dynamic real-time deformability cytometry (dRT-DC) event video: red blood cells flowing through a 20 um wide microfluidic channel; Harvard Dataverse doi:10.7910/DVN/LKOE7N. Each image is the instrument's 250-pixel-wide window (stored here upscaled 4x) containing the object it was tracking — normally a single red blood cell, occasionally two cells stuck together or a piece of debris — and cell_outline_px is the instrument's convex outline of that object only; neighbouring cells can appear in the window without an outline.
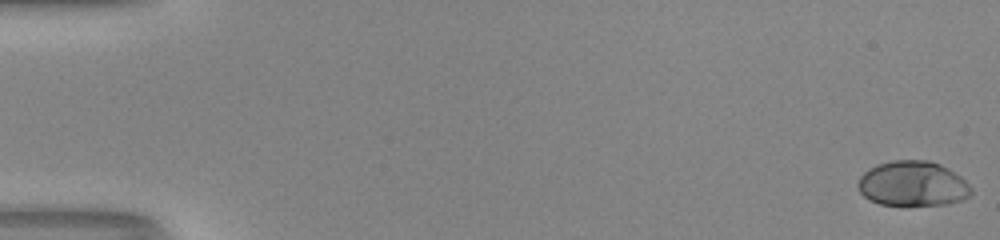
{"species": "human", "species_latin": "Homo sapiens", "temperature_condition": "room temperature", "stored_images_in_passage": 52, "camera_frame_rate_fps": 3000, "um_per_image_px": 0.085, "donor": {"sex": "male"}, "frame": {"image": 1, "passage_image": 1, "time_ms": 0.0, "image_size_px": [1000, 240], "cell_outline_px": [[972, 192], [964, 200], [948, 204], [908, 208], [880, 204], [868, 200], [860, 192], [856, 184], [860, 176], [864, 172], [876, 164], [892, 160], [928, 160], [940, 164], [948, 168], [960, 176], [972, 188]], "centroid_in_image_um": [77.56, 15.66], "position_along_channel_um": 7.4, "area_um2": 30.69}}
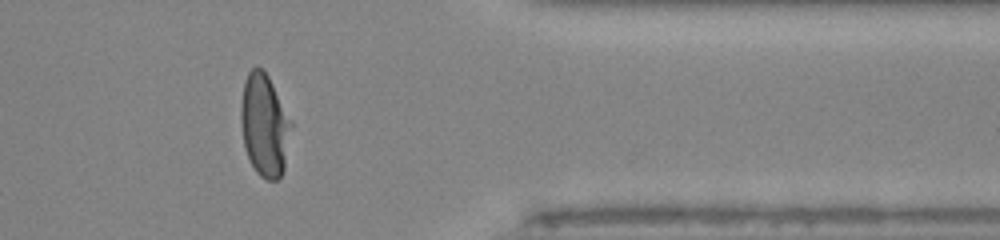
{"frame": {"image": 2, "passage_image": 43, "time_ms": 14.0, "image_size_px": [1000, 240], "cell_outline_px": [[292, 124], [284, 168], [280, 176], [276, 180], [268, 180], [260, 176], [256, 172], [244, 148], [240, 120], [240, 108], [244, 80], [248, 72], [256, 64], [268, 76], [292, 120]], "centroid_in_image_um": [22.47, 10.62], "position_along_channel_um": 388.9, "area_um2": 30.11}}
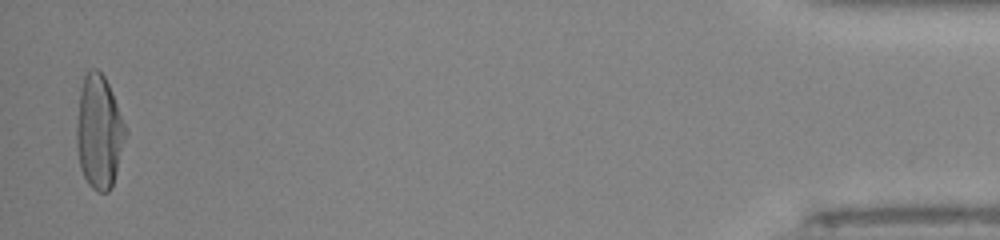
{"frame": {"image": 3, "passage_image": 51, "time_ms": 16.667, "image_size_px": [1000, 240], "cell_outline_px": [[128, 132], [112, 188], [108, 192], [96, 192], [88, 184], [80, 168], [76, 148], [76, 124], [80, 88], [84, 76], [92, 68], [96, 68], [104, 76], [112, 92]], "centroid_in_image_um": [8.42, 11.24], "position_along_channel_um": 426.8, "area_um2": 32.71}, "authors_computed_cell_mechanics": {"area_um2": 29.5069, "velocity_mm_per_s": 4.1457, "shape_relaxation_time_tau1_ms": 3.5314, "shape_relaxation_time_tau2_ms": null, "deformation_change_tau1": 0.2274, "deformation_change_tau2": null}}